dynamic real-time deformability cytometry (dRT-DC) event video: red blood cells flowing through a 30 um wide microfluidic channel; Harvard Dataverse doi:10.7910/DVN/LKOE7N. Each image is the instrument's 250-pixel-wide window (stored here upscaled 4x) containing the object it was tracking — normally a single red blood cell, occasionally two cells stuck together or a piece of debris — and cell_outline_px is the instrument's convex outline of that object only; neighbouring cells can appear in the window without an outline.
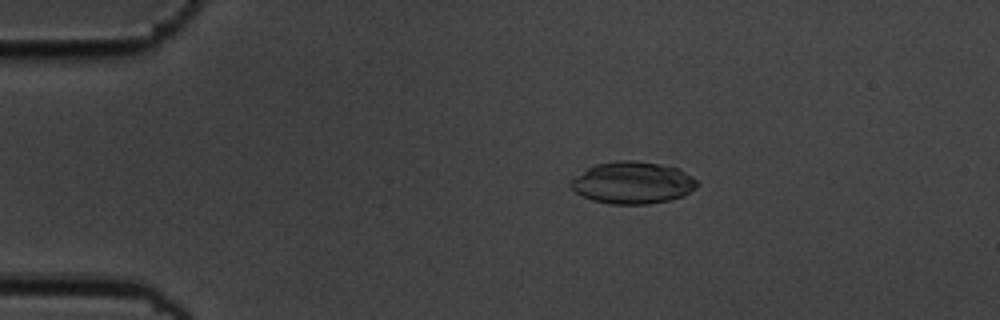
{"species": "common noctule bat (a hibernating species)", "species_latin": "Nyctalus noctula", "temperature_condition": "cold", "stored_images_in_passage": 6, "camera_frame_rate_fps": 3000, "um_per_image_px": 0.085, "animal": {"sex": "male", "body_mass_g": 19.5, "forearm_length_mm": 54.6}, "frame": {"image": 1, "passage_image": 4, "time_ms": 1.0, "image_size_px": [1000, 320], "cell_outline_px": [[700, 184], [696, 188], [684, 196], [668, 200], [648, 204], [612, 204], [592, 200], [576, 192], [568, 184], [576, 176], [588, 168], [596, 164], [616, 160], [632, 160], [660, 164], [680, 168], [692, 176]], "centroid_in_image_um": [53.81, 15.53], "position_along_channel_um": 31.2, "area_um2": 30.98}}
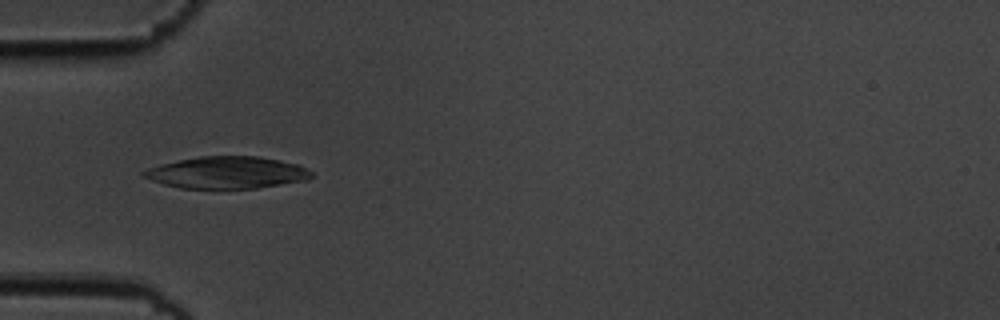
{"frame": {"image": 2, "passage_image": 6, "time_ms": 1.667, "image_size_px": [1000, 320], "cell_outline_px": [[312, 176], [308, 180], [256, 188], [180, 188], [164, 184], [140, 176], [140, 172], [148, 168], [160, 164], [200, 156], [256, 156], [280, 160], [300, 164], [312, 172]], "centroid_in_image_um": [19.29, 14.66], "position_along_channel_um": 65.7, "area_um2": 31.27}}